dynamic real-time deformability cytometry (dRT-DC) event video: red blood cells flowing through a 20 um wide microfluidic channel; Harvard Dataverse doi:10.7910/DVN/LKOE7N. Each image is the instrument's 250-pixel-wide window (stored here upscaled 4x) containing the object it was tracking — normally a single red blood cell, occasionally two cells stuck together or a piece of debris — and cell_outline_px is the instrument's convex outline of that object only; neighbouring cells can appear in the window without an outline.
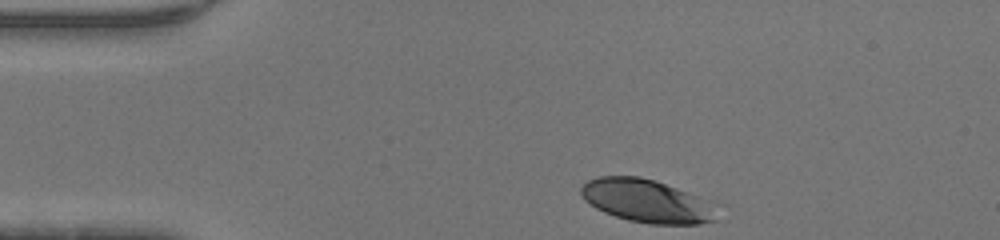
{"species": "human", "species_latin": "Homo sapiens", "temperature_condition": "warm", "stored_images_in_passage": 31, "camera_frame_rate_fps": 3000, "um_per_image_px": 0.085, "donor": {"sex": "male"}, "frame": {"image": 1, "passage_image": 1, "time_ms": 0.0, "image_size_px": [1000, 240], "cell_outline_px": [[716, 220], [700, 224], [652, 224], [628, 220], [604, 212], [596, 208], [584, 200], [580, 192], [580, 188], [588, 180], [600, 176], [640, 176], [656, 180], [696, 196], [704, 200]], "centroid_in_image_um": [54.84, 17.07], "position_along_channel_um": 30.2, "area_um2": 33.29}}
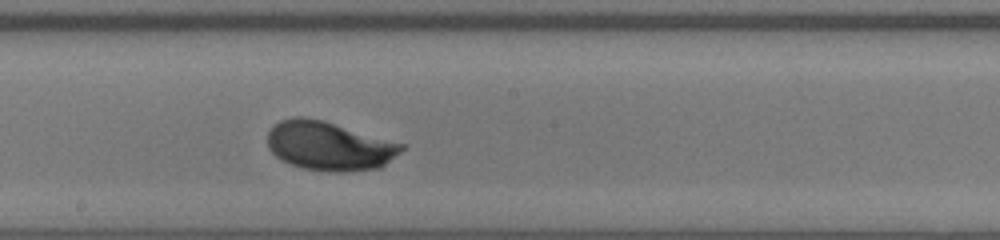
{"frame": {"image": 2, "passage_image": 18, "time_ms": 5.667, "image_size_px": [1000, 240], "cell_outline_px": [[404, 148], [400, 152], [380, 168], [344, 172], [328, 172], [304, 168], [280, 160], [268, 148], [268, 132], [280, 120], [296, 116], [304, 116], [324, 120], [404, 144]], "centroid_in_image_um": [27.97, 12.4], "position_along_channel_um": 220.2, "area_um2": 38.21}}
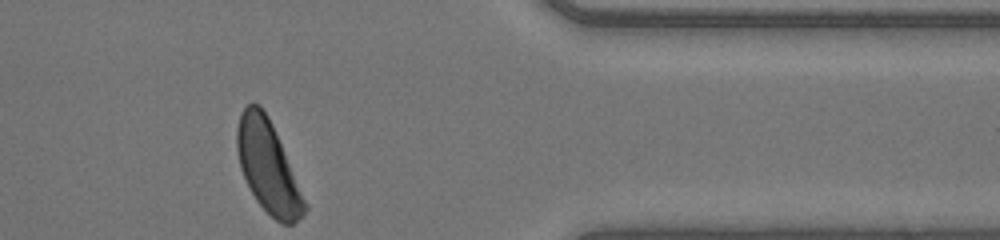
{"frame": {"image": 3, "passage_image": 31, "time_ms": 10.0, "image_size_px": [1000, 240], "cell_outline_px": [[308, 208], [292, 224], [280, 224], [256, 200], [240, 168], [236, 148], [236, 128], [240, 112], [248, 104], [260, 104], [268, 116], [272, 124], [308, 204]], "centroid_in_image_um": [22.77, 14.15], "position_along_channel_um": 388.6, "area_um2": 35.78}}